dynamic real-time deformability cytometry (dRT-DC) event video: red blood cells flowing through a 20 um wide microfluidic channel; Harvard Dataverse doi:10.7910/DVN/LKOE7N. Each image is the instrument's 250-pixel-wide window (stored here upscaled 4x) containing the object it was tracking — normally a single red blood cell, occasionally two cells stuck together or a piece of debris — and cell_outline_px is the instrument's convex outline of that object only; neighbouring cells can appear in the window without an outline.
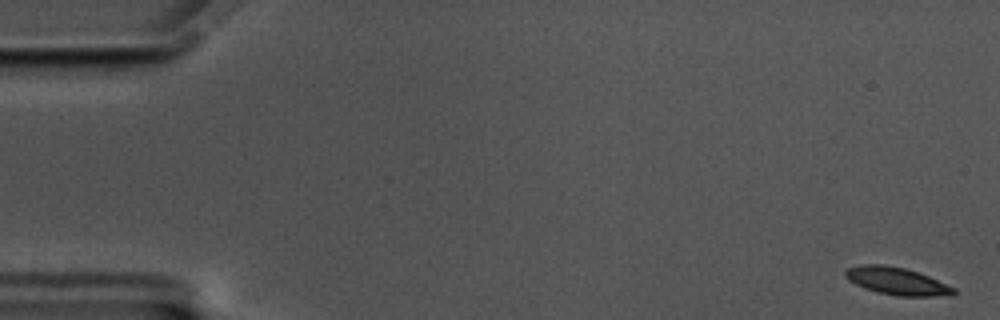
{"species": "common noctule bat (a hibernating species)", "species_latin": "Nyctalus noctula", "temperature_condition": "cold", "stored_images_in_passage": 11, "camera_frame_rate_fps": 3000, "um_per_image_px": 0.085, "animal": {"sex": "male", "body_mass_g": 17.5, "forearm_length_mm": 52.3}, "frame": {"image": 1, "passage_image": 1, "time_ms": 0.0, "image_size_px": [1000, 320], "cell_outline_px": [[956, 292], [932, 296], [896, 296], [876, 292], [864, 288], [848, 280], [844, 276], [844, 272], [848, 268], [860, 264], [880, 264], [904, 268], [928, 276], [956, 288]], "centroid_in_image_um": [76.15, 23.89], "position_along_channel_um": 8.8, "area_um2": 17.11}}